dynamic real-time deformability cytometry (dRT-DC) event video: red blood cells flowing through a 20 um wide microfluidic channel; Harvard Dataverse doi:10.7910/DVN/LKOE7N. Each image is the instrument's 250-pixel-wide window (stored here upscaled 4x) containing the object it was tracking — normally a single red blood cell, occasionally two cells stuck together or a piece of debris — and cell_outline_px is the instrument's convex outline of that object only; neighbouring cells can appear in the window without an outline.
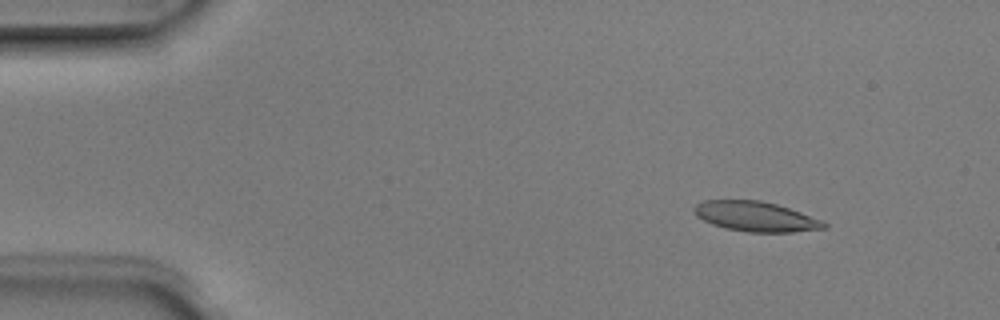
{"species": "Egyptian fruit bat (a non-hibernating species)", "species_latin": "Rousettus aegyptiacus", "temperature_condition": "room temperature", "stored_images_in_passage": 7, "camera_frame_rate_fps": 3000, "um_per_image_px": 0.085, "animal": {"sex": "male"}, "frame": {"image": 1, "passage_image": 2, "time_ms": 0.333, "image_size_px": [1000, 320], "cell_outline_px": [[828, 228], [792, 232], [748, 232], [724, 228], [712, 224], [696, 216], [692, 208], [696, 204], [704, 200], [760, 200], [776, 204], [824, 220], [828, 224]], "centroid_in_image_um": [64.25, 18.4], "position_along_channel_um": 20.8, "area_um2": 22.77}}
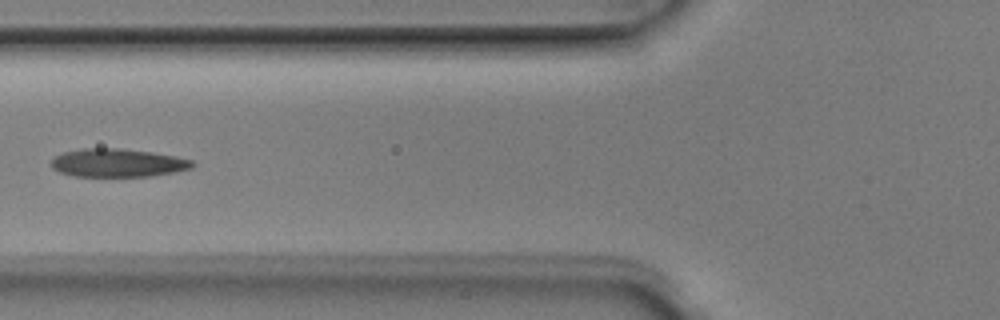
{"frame": {"image": 2, "passage_image": 6, "time_ms": 1.667, "image_size_px": [1000, 320], "cell_outline_px": [[196, 164], [192, 168], [172, 172], [148, 176], [76, 176], [60, 172], [52, 168], [48, 164], [52, 156], [60, 152], [80, 148], [120, 148], [152, 152], [176, 156], [192, 160]], "centroid_in_image_um": [9.93, 13.82], "position_along_channel_um": 115.9, "area_um2": 23.52}}
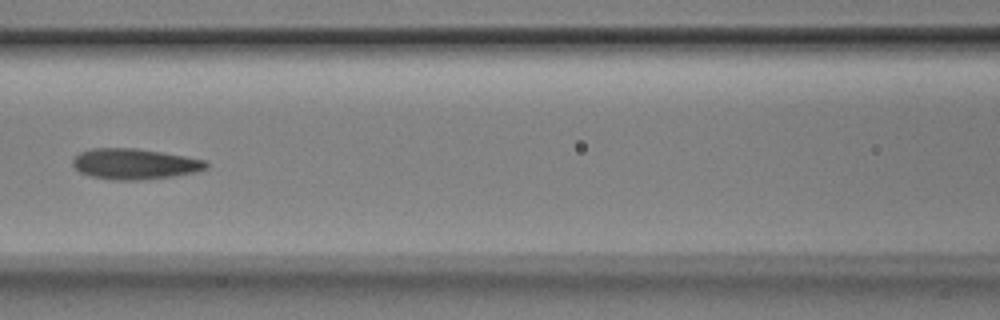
{"frame": {"image": 3, "passage_image": 7, "time_ms": 2.0, "image_size_px": [1000, 320], "cell_outline_px": [[208, 168], [196, 172], [172, 176], [140, 180], [112, 180], [88, 176], [80, 172], [72, 164], [72, 160], [80, 152], [92, 148], [136, 148], [208, 160]], "centroid_in_image_um": [11.44, 13.94], "position_along_channel_um": 155.2, "area_um2": 23.93}}